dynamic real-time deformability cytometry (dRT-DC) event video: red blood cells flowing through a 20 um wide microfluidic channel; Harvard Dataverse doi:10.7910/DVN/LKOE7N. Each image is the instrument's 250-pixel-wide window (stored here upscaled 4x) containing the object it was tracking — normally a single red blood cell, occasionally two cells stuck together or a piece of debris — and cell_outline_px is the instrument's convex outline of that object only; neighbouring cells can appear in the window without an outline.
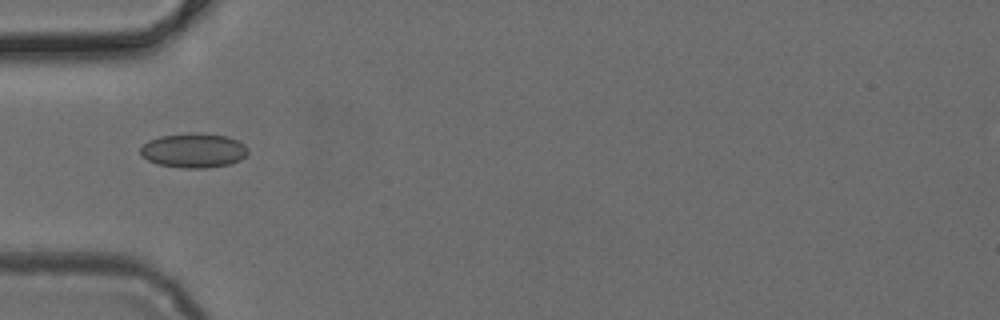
{"species": "common noctule bat (a hibernating species)", "species_latin": "Nyctalus noctula", "temperature_condition": "cold", "stored_images_in_passage": 4, "camera_frame_rate_fps": 3000, "um_per_image_px": 0.085, "animal": {"sex": "female", "body_mass_g": 24.6, "forearm_length_mm": 56.2}, "frame": {"image": 1, "passage_image": 4, "time_ms": 1.0, "image_size_px": [1000, 320], "cell_outline_px": [[248, 152], [240, 160], [228, 164], [208, 168], [180, 168], [160, 164], [148, 160], [140, 152], [140, 148], [148, 140], [160, 136], [192, 132], [204, 132], [228, 136], [244, 144], [248, 148]], "centroid_in_image_um": [16.48, 12.77], "position_along_channel_um": 68.5, "area_um2": 21.73}}